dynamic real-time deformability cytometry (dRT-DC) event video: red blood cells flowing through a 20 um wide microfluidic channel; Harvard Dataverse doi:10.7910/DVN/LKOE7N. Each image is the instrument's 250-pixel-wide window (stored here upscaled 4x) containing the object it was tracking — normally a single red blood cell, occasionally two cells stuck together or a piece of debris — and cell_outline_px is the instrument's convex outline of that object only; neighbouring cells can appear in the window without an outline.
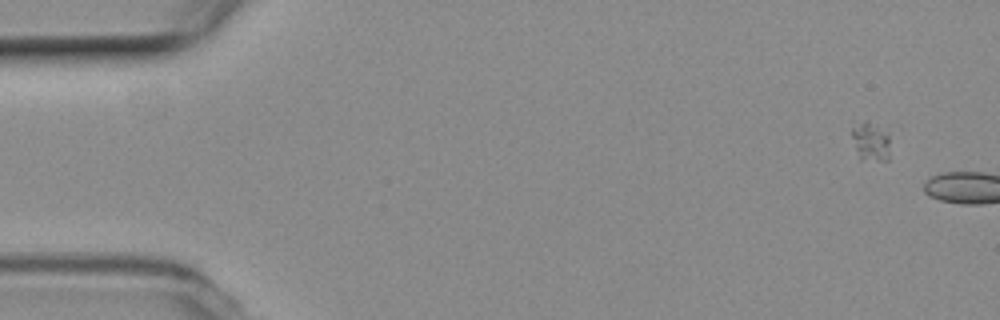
{"species": "common noctule bat (a hibernating species)", "species_latin": "Nyctalus noctula", "temperature_condition": "room temperature", "stored_images_in_passage": 8, "segment_of_instrument_passage": [1, 2], "camera_frame_rate_fps": 3000, "um_per_image_px": 0.085, "animal": {"sex": "female", "body_mass_g": 19.3, "forearm_length_mm": 54.1}, "frame": {"image": 1, "passage_image": 5, "time_ms": 1.333, "image_size_px": [1000, 320], "cell_outline_px": [[900, 128], [888, 160], [860, 160], [852, 136], [852, 120], [900, 124]], "centroid_in_image_um": [74.32, 11.84], "position_along_channel_um": 10.7, "area_um2": 11.1}}